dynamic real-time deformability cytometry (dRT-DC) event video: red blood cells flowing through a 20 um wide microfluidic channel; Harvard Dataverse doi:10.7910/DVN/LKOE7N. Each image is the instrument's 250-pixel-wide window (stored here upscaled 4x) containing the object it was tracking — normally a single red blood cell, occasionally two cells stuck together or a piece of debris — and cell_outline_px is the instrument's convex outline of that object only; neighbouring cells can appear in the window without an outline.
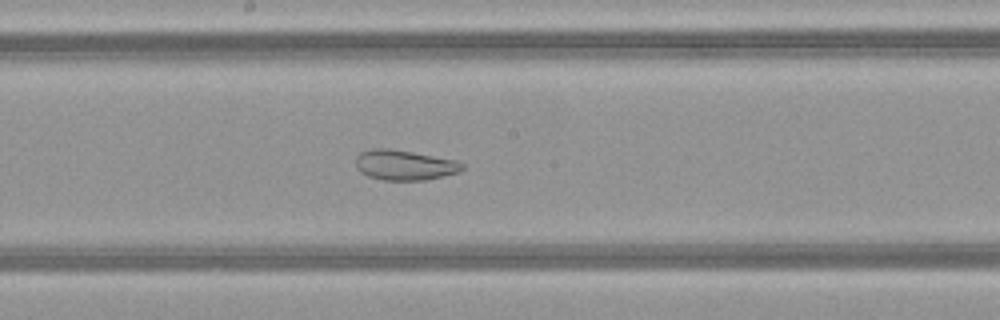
{"species": "common noctule bat (a hibernating species)", "species_latin": "Nyctalus noctula", "temperature_condition": "warm", "stored_images_in_passage": 50, "camera_frame_rate_fps": 3000, "um_per_image_px": 0.085, "animal": {"sex": "female", "body_mass_g": 21.9}, "frame": {"image": 1, "passage_image": 27, "time_ms": 8.667, "image_size_px": [1000, 320], "cell_outline_px": [[464, 168], [460, 172], [424, 180], [384, 180], [368, 176], [360, 172], [356, 168], [356, 156], [360, 152], [372, 148], [388, 148], [412, 152], [456, 160], [464, 164]], "centroid_in_image_um": [34.37, 14.03], "position_along_channel_um": 213.8, "area_um2": 18.73}}
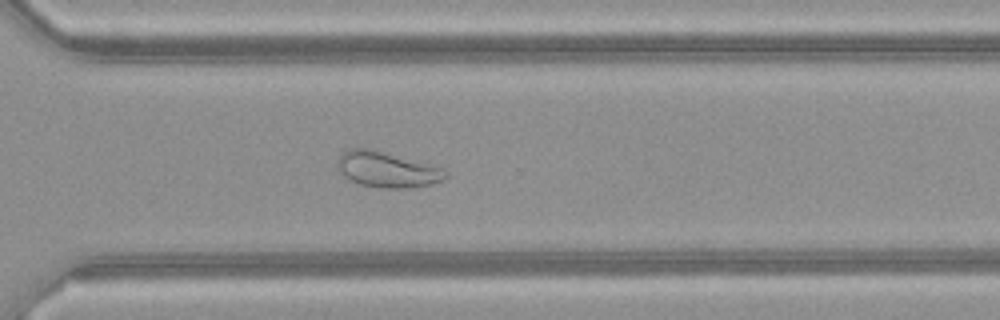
{"frame": {"image": 2, "passage_image": 36, "time_ms": 11.667, "image_size_px": [1000, 320], "cell_outline_px": [[448, 176], [444, 180], [432, 184], [408, 188], [380, 188], [360, 184], [348, 180], [340, 172], [340, 156], [348, 148], [368, 148], [384, 152], [428, 164], [440, 168], [448, 172]], "centroid_in_image_um": [32.92, 14.43], "position_along_channel_um": 337.7, "area_um2": 22.08}}
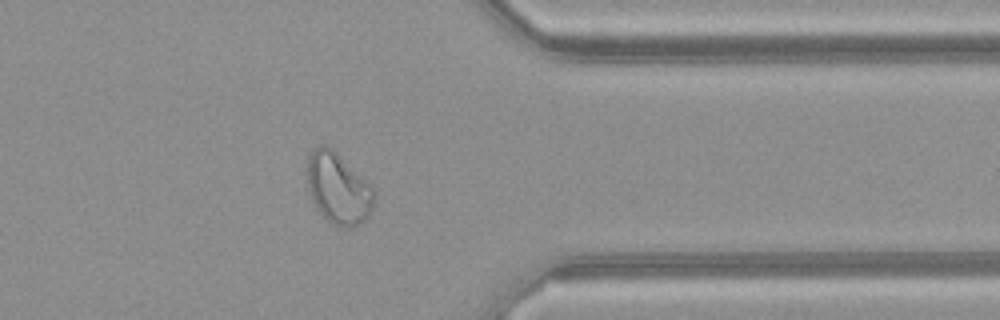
{"frame": {"image": 3, "passage_image": 40, "time_ms": 13.0, "image_size_px": [1000, 320], "cell_outline_px": [[376, 196], [372, 208], [368, 216], [364, 220], [352, 228], [348, 228], [336, 224], [328, 220], [316, 208], [312, 200], [308, 188], [304, 172], [304, 168], [308, 156], [316, 144], [324, 144], [332, 148], [368, 180]], "centroid_in_image_um": [28.71, 15.95], "position_along_channel_um": 382.7, "area_um2": 28.32}, "authors_computed_cell_mechanics": {"area_um2": 29.478, "velocity_mm_per_s": 4.1416, "shape_relaxation_time_tau1_ms": null, "shape_relaxation_time_tau2_ms": 1.3455, "deformation_change_tau1": null, "deformation_change_tau2": 0.0803}}